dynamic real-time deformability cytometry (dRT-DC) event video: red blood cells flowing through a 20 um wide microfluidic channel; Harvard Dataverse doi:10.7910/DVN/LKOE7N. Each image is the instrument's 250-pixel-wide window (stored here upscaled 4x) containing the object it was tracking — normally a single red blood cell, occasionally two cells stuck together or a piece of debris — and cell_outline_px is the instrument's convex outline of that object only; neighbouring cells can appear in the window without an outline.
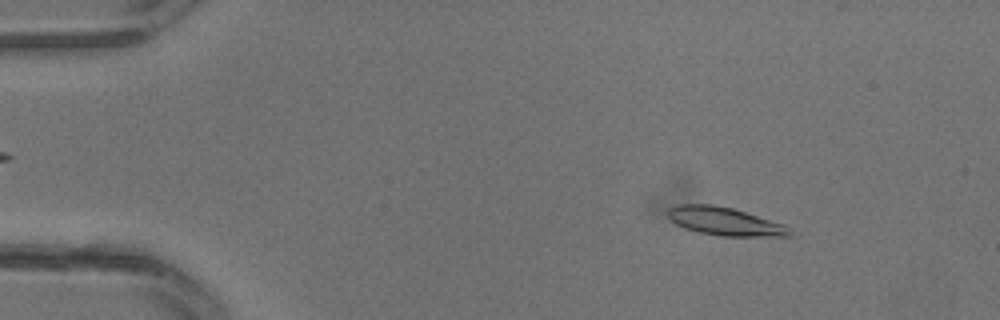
{"species": "common noctule bat (a hibernating species)", "species_latin": "Nyctalus noctula", "temperature_condition": "warm", "stored_images_in_passage": 19, "camera_frame_rate_fps": 3000, "um_per_image_px": 0.085, "animal": {"sex": "male", "body_mass_g": 13.3}, "frame": {"image": 1, "passage_image": 4, "time_ms": 1.0, "image_size_px": [1000, 320], "cell_outline_px": [[792, 236], [720, 236], [696, 232], [684, 228], [676, 224], [668, 216], [668, 208], [676, 204], [712, 204], [732, 208], [784, 224]], "centroid_in_image_um": [61.54, 18.81], "position_along_channel_um": 23.5, "area_um2": 19.88}}
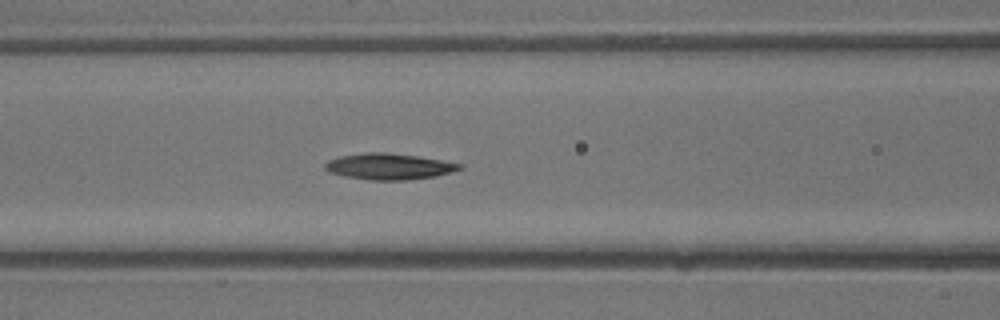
{"frame": {"image": 2, "passage_image": 13, "time_ms": 4.0, "image_size_px": [1000, 320], "cell_outline_px": [[464, 168], [452, 172], [436, 176], [408, 180], [368, 180], [344, 176], [328, 172], [324, 168], [324, 164], [328, 160], [340, 156], [364, 152], [388, 152], [416, 156], [464, 164]], "centroid_in_image_um": [33.06, 14.15], "position_along_channel_um": 133.5, "area_um2": 20.69}}
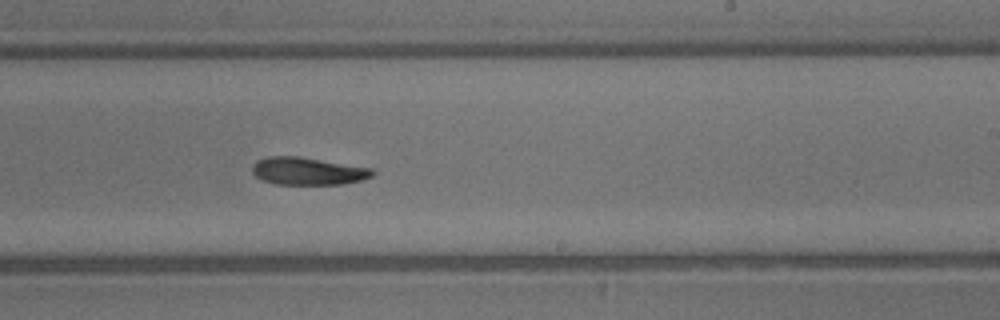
{"frame": {"image": 3, "passage_image": 19, "time_ms": 6.0, "image_size_px": [1000, 320], "cell_outline_px": [[376, 172], [372, 176], [360, 180], [340, 184], [276, 184], [264, 180], [256, 176], [252, 172], [252, 164], [256, 160], [268, 156], [300, 156], [372, 168]], "centroid_in_image_um": [26.15, 14.53], "position_along_channel_um": 262.8, "area_um2": 19.31}}